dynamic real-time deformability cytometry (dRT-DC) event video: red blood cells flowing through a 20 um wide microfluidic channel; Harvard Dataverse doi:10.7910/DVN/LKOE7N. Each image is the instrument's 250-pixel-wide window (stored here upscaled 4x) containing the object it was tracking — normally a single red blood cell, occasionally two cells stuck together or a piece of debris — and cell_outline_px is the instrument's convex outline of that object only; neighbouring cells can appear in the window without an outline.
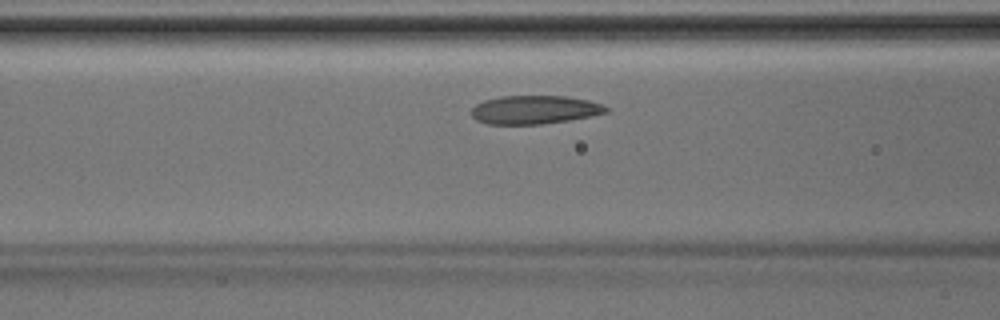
{"species": "Egyptian fruit bat (a non-hibernating species)", "species_latin": "Rousettus aegyptiacus", "temperature_condition": "room temperature", "stored_images_in_passage": 28, "camera_frame_rate_fps": 3000, "um_per_image_px": 0.085, "animal": {"sex": "male"}, "frame": {"image": 1, "passage_image": 6, "time_ms": 1.667, "image_size_px": [1000, 320], "cell_outline_px": [[608, 112], [568, 120], [540, 124], [488, 124], [476, 120], [472, 116], [472, 108], [476, 104], [484, 100], [500, 96], [564, 96], [588, 100], [600, 104], [608, 108]], "centroid_in_image_um": [45.39, 9.32], "position_along_channel_um": 121.2, "area_um2": 22.14}}
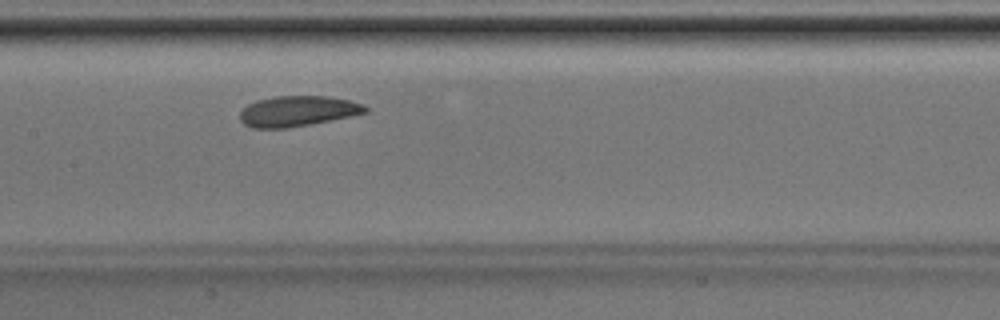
{"frame": {"image": 2, "passage_image": 10, "time_ms": 3.0, "image_size_px": [1000, 320], "cell_outline_px": [[368, 112], [288, 128], [252, 128], [244, 124], [240, 120], [240, 112], [248, 104], [256, 100], [272, 96], [328, 96], [348, 100], [364, 104], [368, 108]], "centroid_in_image_um": [25.26, 9.43], "position_along_channel_um": 182.1, "area_um2": 22.14}}
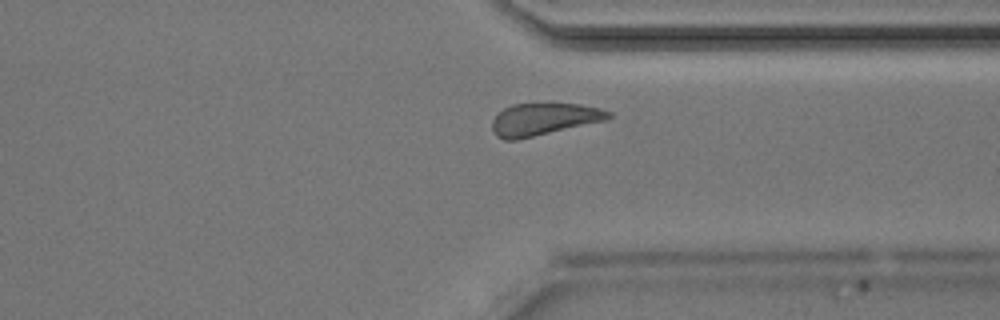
{"frame": {"image": 3, "passage_image": 22, "time_ms": 7.0, "image_size_px": [1000, 320], "cell_outline_px": [[612, 116], [608, 120], [516, 140], [504, 140], [496, 136], [492, 132], [492, 120], [504, 108], [512, 104], [580, 104], [600, 108], [612, 112]], "centroid_in_image_um": [46.23, 10.14], "position_along_channel_um": 365.2, "area_um2": 21.85}}